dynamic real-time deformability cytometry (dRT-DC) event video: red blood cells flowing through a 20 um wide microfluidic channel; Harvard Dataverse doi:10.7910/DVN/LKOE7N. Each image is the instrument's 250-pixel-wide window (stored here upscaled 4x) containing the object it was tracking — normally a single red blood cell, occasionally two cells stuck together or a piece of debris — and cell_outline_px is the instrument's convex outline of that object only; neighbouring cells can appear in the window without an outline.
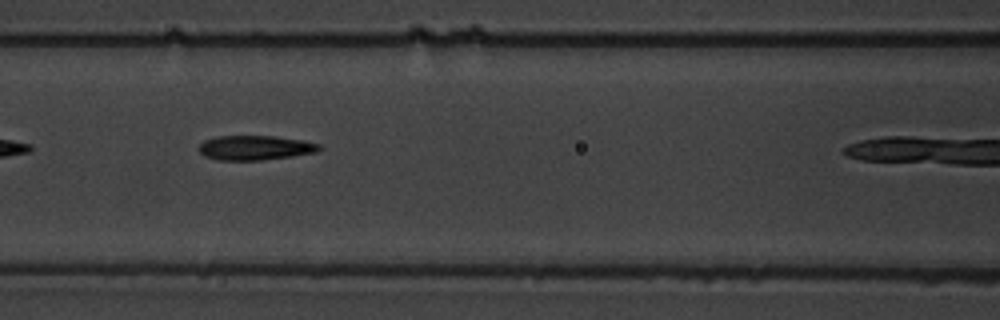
{"species": "common noctule bat (a hibernating species)", "species_latin": "Nyctalus noctula", "temperature_condition": "warm", "stored_images_in_passage": 6, "camera_frame_rate_fps": 3000, "um_per_image_px": 0.085, "animal": {"sex": "male", "body_mass_g": 19.5, "forearm_length_mm": 54.6}, "frame": {"image": 1, "passage_image": 4, "time_ms": 3.667, "image_size_px": [1000, 320], "cell_outline_px": [[324, 148], [316, 152], [292, 156], [260, 160], [216, 160], [204, 156], [200, 152], [200, 144], [204, 140], [216, 136], [276, 136], [304, 140], [320, 144]], "centroid_in_image_um": [21.71, 12.55], "position_along_channel_um": 144.9, "area_um2": 17.34}}
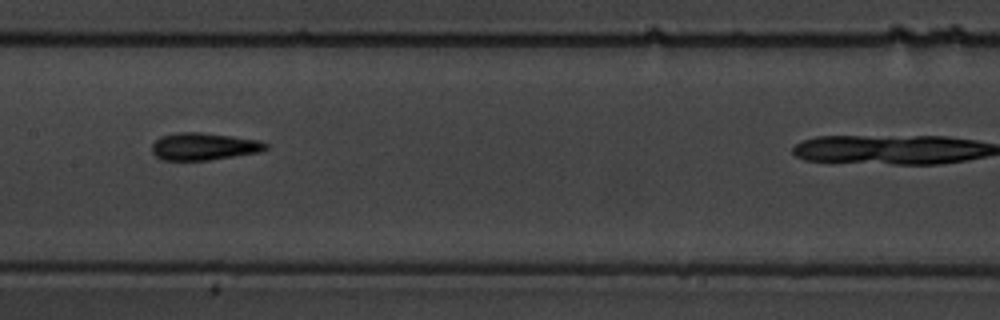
{"frame": {"image": 2, "passage_image": 5, "time_ms": 5.0, "image_size_px": [1000, 320], "cell_outline_px": [[268, 148], [260, 152], [208, 160], [160, 160], [152, 152], [152, 144], [160, 136], [176, 132], [200, 132], [232, 136], [260, 140], [268, 144]], "centroid_in_image_um": [17.32, 12.44], "position_along_channel_um": 190.1, "area_um2": 18.21}}